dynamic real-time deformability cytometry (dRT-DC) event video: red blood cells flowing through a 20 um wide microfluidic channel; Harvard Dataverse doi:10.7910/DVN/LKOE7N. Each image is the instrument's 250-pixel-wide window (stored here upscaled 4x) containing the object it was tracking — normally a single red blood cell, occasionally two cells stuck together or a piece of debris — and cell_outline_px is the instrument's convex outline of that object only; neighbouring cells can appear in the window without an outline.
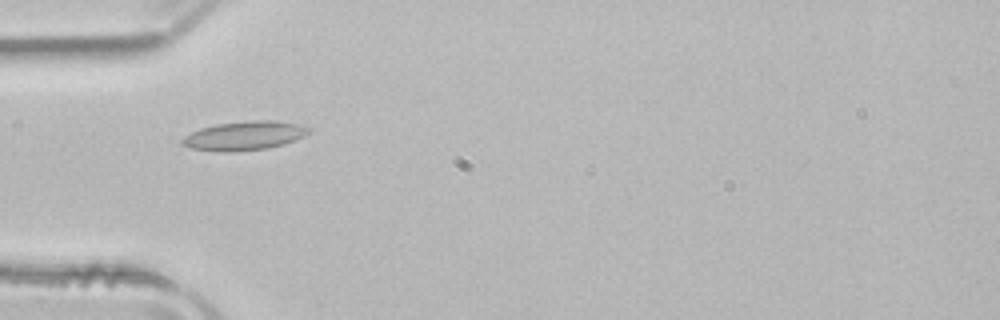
{"species": "common noctule bat (a hibernating species)", "species_latin": "Nyctalus noctula", "temperature_condition": "room temperature", "stored_images_in_passage": 40, "camera_frame_rate_fps": 3000, "um_per_image_px": 0.085, "animal": {"sex": "male", "body_mass_g": 21.5, "forearm_length_mm": 52.0}, "frame": {"image": 1, "passage_image": 5, "time_ms": 1.333, "image_size_px": [1000, 320], "cell_outline_px": [[312, 128], [304, 136], [284, 144], [268, 148], [228, 152], [220, 152], [192, 148], [180, 144], [180, 140], [184, 136], [200, 128], [216, 124], [252, 120], [276, 120], [300, 124]], "centroid_in_image_um": [20.77, 11.53], "position_along_channel_um": 64.2, "area_um2": 21.44}}
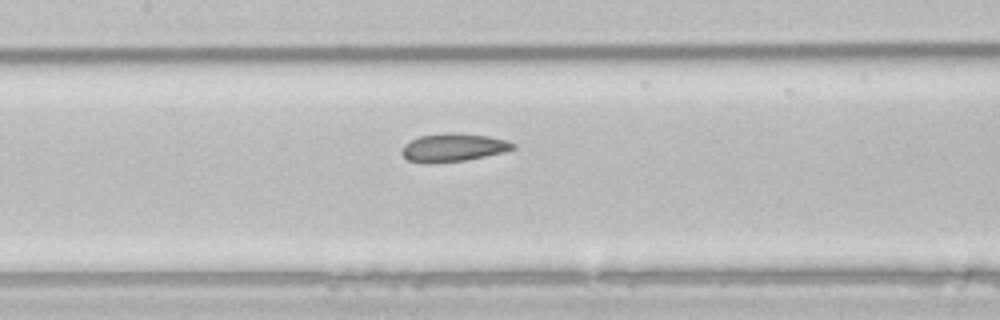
{"frame": {"image": 2, "passage_image": 13, "time_ms": 4.0, "image_size_px": [1000, 320], "cell_outline_px": [[516, 148], [504, 152], [464, 160], [408, 160], [400, 152], [404, 144], [420, 136], [444, 132], [456, 132], [488, 136], [508, 140], [516, 144]], "centroid_in_image_um": [38.61, 12.47], "position_along_channel_um": 168.8, "area_um2": 17.57}}
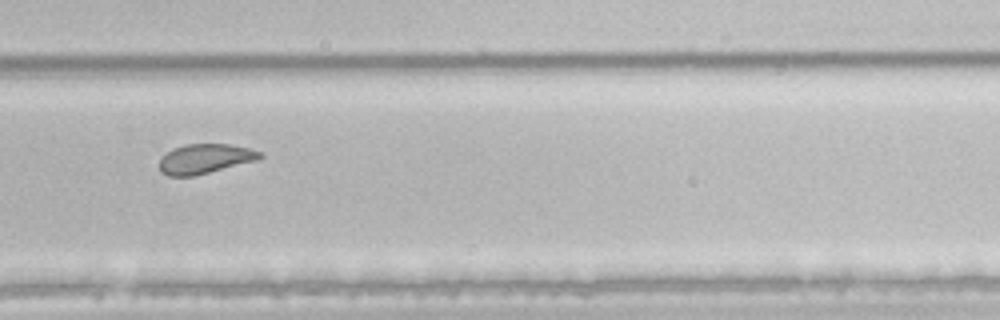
{"frame": {"image": 3, "passage_image": 24, "time_ms": 7.667, "image_size_px": [1000, 320], "cell_outline_px": [[264, 156], [256, 160], [192, 176], [168, 176], [160, 172], [160, 160], [172, 148], [184, 144], [228, 144], [252, 148], [260, 152]], "centroid_in_image_um": [17.42, 13.48], "position_along_channel_um": 312.4, "area_um2": 17.17}, "authors_computed_cell_mechanics": {"area_um2": 18.8717, "velocity_mm_per_s": 3.9363, "shape_relaxation_time_tau1_ms": null, "shape_relaxation_time_tau2_ms": 1.7685, "deformation_change_tau1": null, "deformation_change_tau2": 0.0723}}